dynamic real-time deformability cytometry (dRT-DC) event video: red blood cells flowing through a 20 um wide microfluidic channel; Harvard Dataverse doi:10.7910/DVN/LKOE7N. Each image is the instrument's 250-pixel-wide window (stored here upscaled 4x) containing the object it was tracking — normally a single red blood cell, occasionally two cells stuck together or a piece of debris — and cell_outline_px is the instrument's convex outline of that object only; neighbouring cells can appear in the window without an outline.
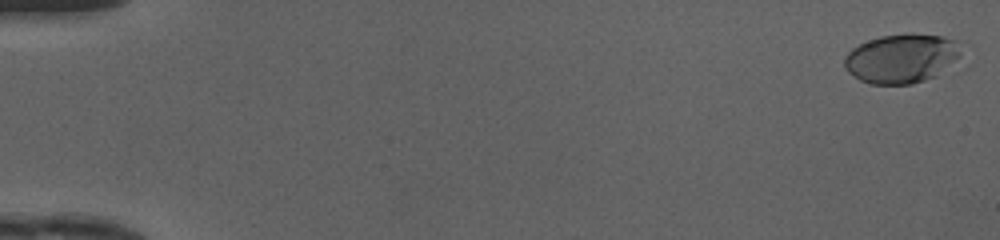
{"species": "human", "species_latin": "Homo sapiens", "temperature_condition": "cold", "stored_images_in_passage": 49, "camera_frame_rate_fps": 3000, "um_per_image_px": 0.085, "donor": {"sex": "female"}, "frame": {"image": 1, "passage_image": 1, "time_ms": 0.0, "image_size_px": [1000, 240], "cell_outline_px": [[960, 60], [936, 76], [912, 84], [872, 84], [860, 80], [848, 72], [844, 68], [844, 56], [852, 48], [868, 40], [880, 36], [908, 32], [912, 32], [944, 36], [956, 40], [960, 52]], "centroid_in_image_um": [76.65, 4.95], "position_along_channel_um": 8.4, "area_um2": 33.99}}
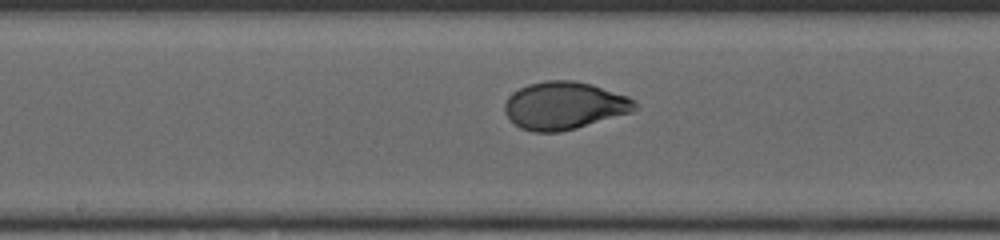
{"frame": {"image": 2, "passage_image": 27, "time_ms": 8.667, "image_size_px": [1000, 240], "cell_outline_px": [[640, 108], [632, 112], [576, 128], [560, 132], [532, 132], [520, 128], [504, 112], [504, 104], [508, 96], [512, 92], [528, 84], [544, 80], [572, 80], [592, 84], [628, 96]], "centroid_in_image_um": [47.96, 8.97], "position_along_channel_um": 200.2, "area_um2": 36.24}}
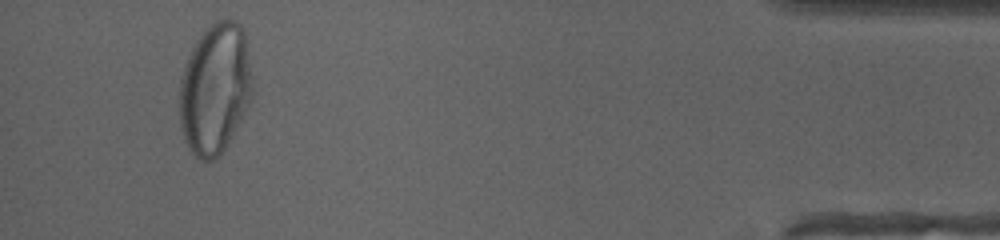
{"frame": {"image": 3, "passage_image": 47, "time_ms": 15.333, "image_size_px": [1000, 240], "cell_outline_px": [[252, 100], [224, 148], [212, 160], [200, 160], [188, 148], [184, 140], [180, 124], [180, 80], [188, 56], [196, 40], [216, 20], [236, 20], [240, 24], [244, 32], [252, 80]], "centroid_in_image_um": [18.27, 7.54], "position_along_channel_um": 416.9, "area_um2": 55.03}, "authors_computed_cell_mechanics": {"area_um2": 35.4314, "velocity_mm_per_s": 4.1877, "shape_relaxation_time_tau1_ms": 4.9744, "shape_relaxation_time_tau2_ms": null, "deformation_change_tau1": 0.2095, "deformation_change_tau2": null}}